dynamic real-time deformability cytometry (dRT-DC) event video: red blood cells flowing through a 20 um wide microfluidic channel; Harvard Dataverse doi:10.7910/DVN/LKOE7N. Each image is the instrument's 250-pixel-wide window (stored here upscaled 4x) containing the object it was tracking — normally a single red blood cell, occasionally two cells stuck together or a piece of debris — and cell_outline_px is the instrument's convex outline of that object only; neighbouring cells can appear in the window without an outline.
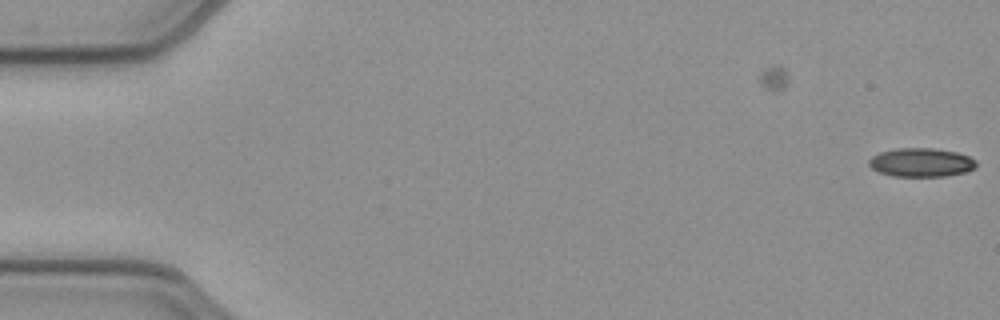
{"species": "common noctule bat (a hibernating species)", "species_latin": "Nyctalus noctula", "temperature_condition": "cold", "stored_images_in_passage": 4, "camera_frame_rate_fps": 3000, "um_per_image_px": 0.085, "animal": {"sex": "female", "body_mass_g": 21.9}, "frame": {"image": 1, "passage_image": 4, "time_ms": 1.0, "image_size_px": [1000, 320], "cell_outline_px": [[976, 168], [968, 172], [948, 176], [892, 176], [880, 172], [872, 168], [868, 164], [868, 160], [872, 156], [880, 152], [896, 148], [932, 148], [956, 152], [968, 156], [976, 160]], "centroid_in_image_um": [78.32, 13.81], "position_along_channel_um": 6.7, "area_um2": 18.09}}